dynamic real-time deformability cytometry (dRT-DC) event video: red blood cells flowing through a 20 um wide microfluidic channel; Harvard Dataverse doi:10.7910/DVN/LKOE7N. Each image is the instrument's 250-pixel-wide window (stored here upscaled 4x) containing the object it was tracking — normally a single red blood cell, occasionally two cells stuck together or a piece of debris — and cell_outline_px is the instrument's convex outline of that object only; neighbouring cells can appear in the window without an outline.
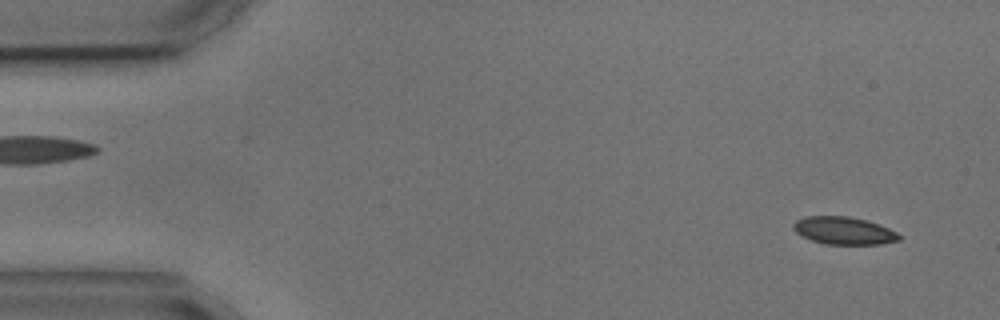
{"species": "common noctule bat (a hibernating species)", "species_latin": "Nyctalus noctula", "temperature_condition": "cold", "stored_images_in_passage": 5, "segment_of_instrument_passage": [2, 2], "camera_frame_rate_fps": 3000, "um_per_image_px": 0.085, "animal": {"sex": "male", "body_mass_g": 17.9, "forearm_length_mm": 54.2}, "frame": {"image": 1, "passage_image": 5, "time_ms": 5.0, "image_size_px": [1000, 320], "cell_outline_px": [[900, 240], [880, 244], [824, 244], [812, 240], [796, 232], [792, 228], [792, 224], [796, 220], [804, 216], [848, 216], [880, 224], [896, 232], [900, 236]], "centroid_in_image_um": [71.7, 19.6], "position_along_channel_um": 13.3, "area_um2": 16.94}}